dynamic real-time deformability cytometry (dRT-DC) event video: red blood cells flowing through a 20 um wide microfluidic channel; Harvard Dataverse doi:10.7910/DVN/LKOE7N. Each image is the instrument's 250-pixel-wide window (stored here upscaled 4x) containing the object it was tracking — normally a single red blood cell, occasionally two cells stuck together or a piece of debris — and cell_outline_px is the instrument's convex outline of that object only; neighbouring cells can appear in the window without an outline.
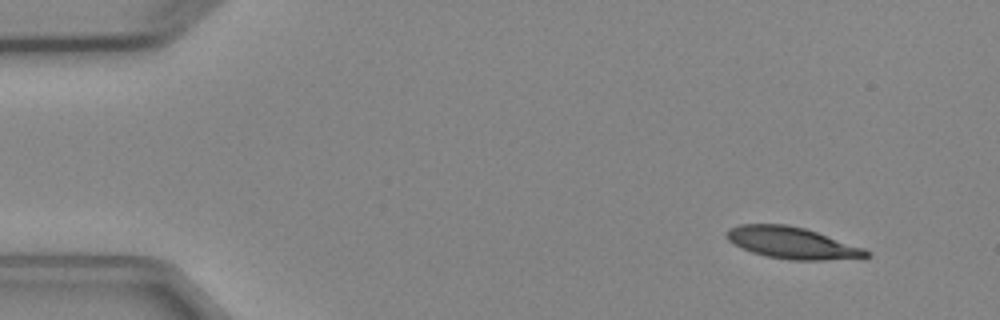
{"species": "Egyptian fruit bat (a non-hibernating species)", "species_latin": "Rousettus aegyptiacus", "temperature_condition": "cold", "stored_images_in_passage": 4, "camera_frame_rate_fps": 3000, "um_per_image_px": 0.085, "animal": {"sex": "female"}, "frame": {"image": 1, "passage_image": 1, "time_ms": 0.0, "image_size_px": [1000, 320], "cell_outline_px": [[872, 256], [824, 260], [788, 260], [768, 256], [752, 252], [728, 240], [724, 236], [728, 228], [740, 224], [788, 224], [804, 228], [864, 248], [872, 252]], "centroid_in_image_um": [67.31, 20.64], "position_along_channel_um": 17.7, "area_um2": 25.55}}
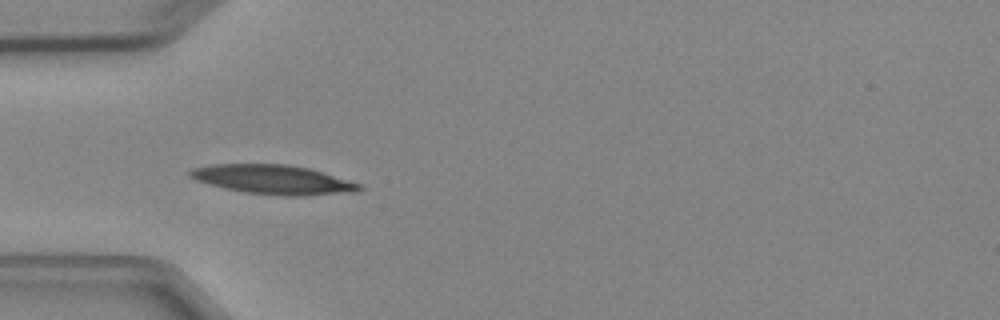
{"frame": {"image": 2, "passage_image": 4, "time_ms": 3.667, "image_size_px": [1000, 320], "cell_outline_px": [[364, 188], [356, 192], [304, 196], [284, 196], [244, 192], [196, 180], [188, 176], [188, 172], [192, 168], [208, 164], [288, 164], [308, 168], [360, 184]], "centroid_in_image_um": [23.21, 15.26], "position_along_channel_um": 61.8, "area_um2": 28.67}}